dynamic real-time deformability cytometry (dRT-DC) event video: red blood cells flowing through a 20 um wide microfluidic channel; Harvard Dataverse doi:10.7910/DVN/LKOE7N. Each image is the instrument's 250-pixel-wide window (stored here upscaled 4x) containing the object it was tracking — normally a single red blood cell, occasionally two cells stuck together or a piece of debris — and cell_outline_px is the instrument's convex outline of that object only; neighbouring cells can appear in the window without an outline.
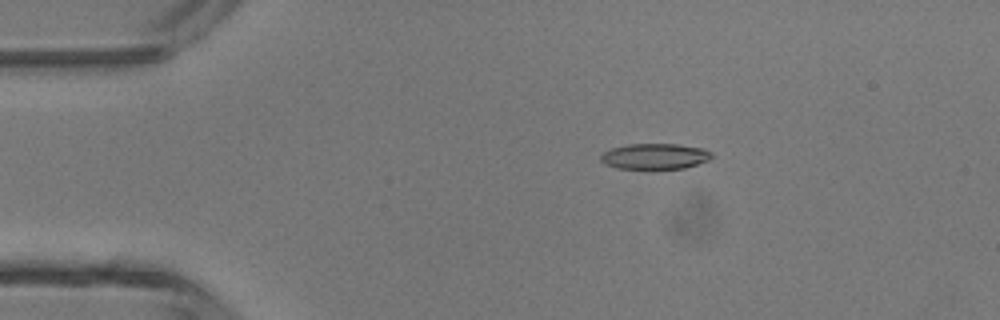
{"species": "common noctule bat (a hibernating species)", "species_latin": "Nyctalus noctula", "temperature_condition": "room temperature", "stored_images_in_passage": 42, "camera_frame_rate_fps": 3000, "um_per_image_px": 0.085, "animal": {"sex": "male", "body_mass_g": 13.3}, "frame": {"image": 1, "passage_image": 4, "time_ms": 1.0, "image_size_px": [1000, 320], "cell_outline_px": [[712, 156], [708, 160], [684, 168], [616, 168], [604, 164], [600, 160], [600, 156], [604, 152], [612, 148], [628, 144], [676, 144], [704, 148], [712, 152]], "centroid_in_image_um": [55.65, 13.28], "position_along_channel_um": 29.3, "area_um2": 16.47}}
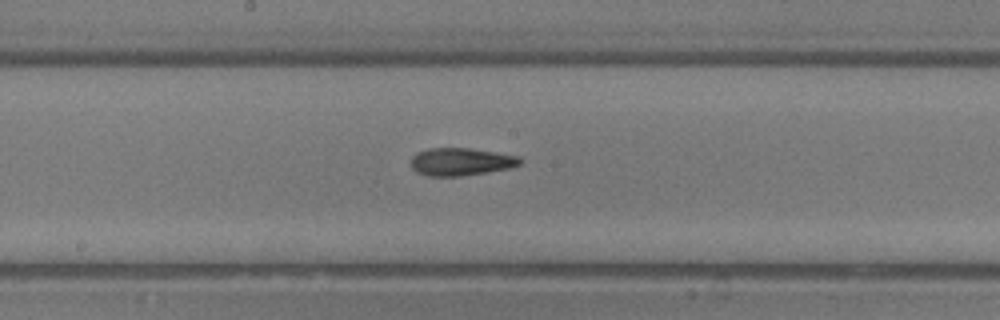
{"frame": {"image": 2, "passage_image": 20, "time_ms": 6.333, "image_size_px": [1000, 320], "cell_outline_px": [[520, 164], [512, 168], [488, 172], [460, 176], [428, 176], [416, 172], [412, 168], [412, 156], [416, 152], [428, 148], [468, 148], [496, 152], [520, 156]], "centroid_in_image_um": [39.18, 13.75], "position_along_channel_um": 209.0, "area_um2": 17.69}}
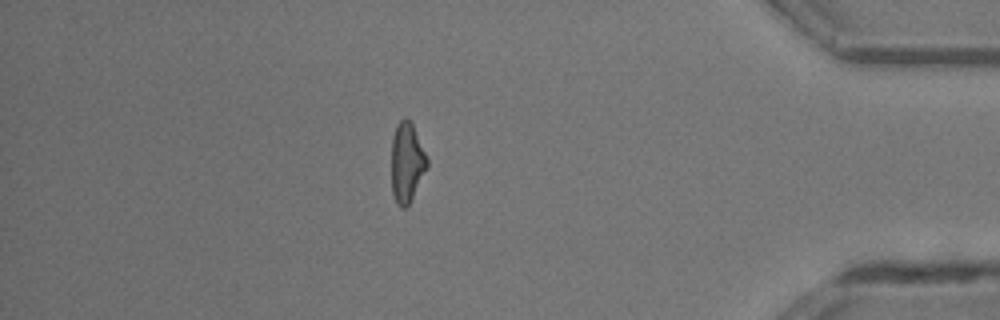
{"frame": {"image": 3, "passage_image": 36, "time_ms": 11.667, "image_size_px": [1000, 320], "cell_outline_px": [[428, 168], [408, 204], [404, 208], [400, 208], [396, 204], [392, 192], [392, 136], [396, 124], [404, 116], [412, 124], [428, 160]], "centroid_in_image_um": [34.57, 13.81], "position_along_channel_um": 400.6, "area_um2": 16.47}, "authors_computed_cell_mechanics": {"area_um2": 17.2822, "velocity_mm_per_s": 4.3823, "shape_relaxation_time_tau1_ms": 6.4282, "shape_relaxation_time_tau2_ms": 3.9162, "deformation_change_tau1": 0.1844, "deformation_change_tau2": 0.1528}}